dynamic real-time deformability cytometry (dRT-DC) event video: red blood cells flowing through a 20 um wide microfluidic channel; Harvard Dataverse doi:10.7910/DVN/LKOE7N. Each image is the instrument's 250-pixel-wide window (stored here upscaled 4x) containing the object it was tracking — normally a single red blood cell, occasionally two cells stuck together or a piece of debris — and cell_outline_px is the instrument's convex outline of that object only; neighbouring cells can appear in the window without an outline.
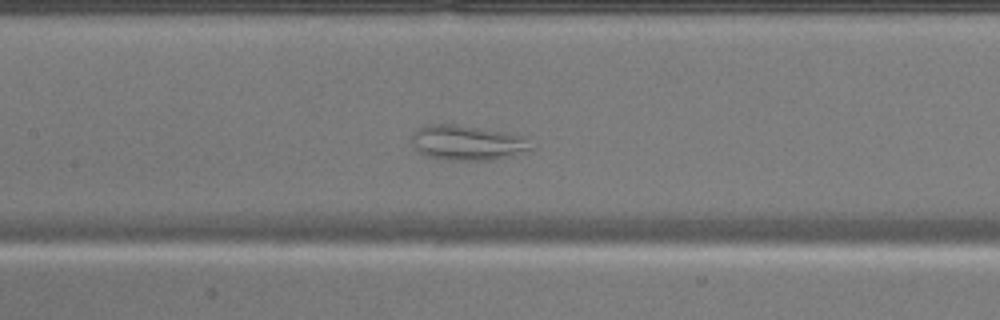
{"species": "common noctule bat (a hibernating species)", "species_latin": "Nyctalus noctula", "temperature_condition": "warm", "stored_images_in_passage": 41, "camera_frame_rate_fps": 3000, "um_per_image_px": 0.085, "animal": {"sex": "male", "body_mass_g": 17.9}, "frame": {"image": 1, "passage_image": 15, "time_ms": 4.667, "image_size_px": [1000, 320], "cell_outline_px": [[536, 148], [512, 156], [492, 160], [444, 160], [428, 156], [420, 152], [412, 144], [412, 136], [424, 124], [452, 124], [504, 132], [524, 136]], "centroid_in_image_um": [39.77, 12.15], "position_along_channel_um": 167.6, "area_um2": 24.28}}
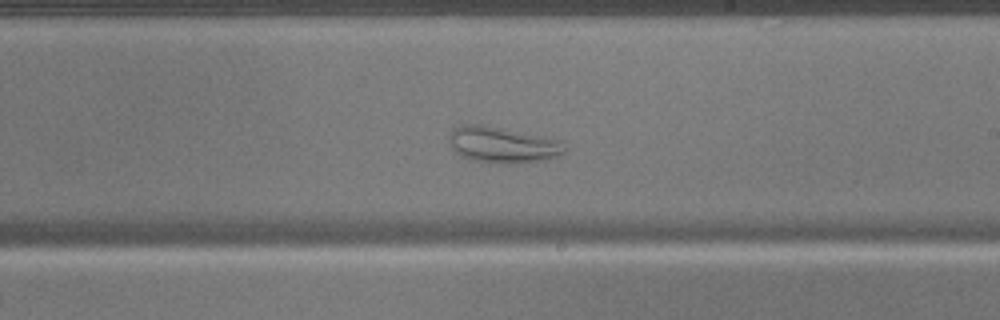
{"frame": {"image": 2, "passage_image": 21, "time_ms": 6.667, "image_size_px": [1000, 320], "cell_outline_px": [[568, 148], [564, 152], [548, 160], [512, 164], [504, 164], [472, 160], [460, 156], [452, 148], [448, 140], [448, 136], [452, 128], [460, 124], [480, 124], [560, 140]], "centroid_in_image_um": [42.69, 12.32], "position_along_channel_um": 246.3, "area_um2": 24.45}}
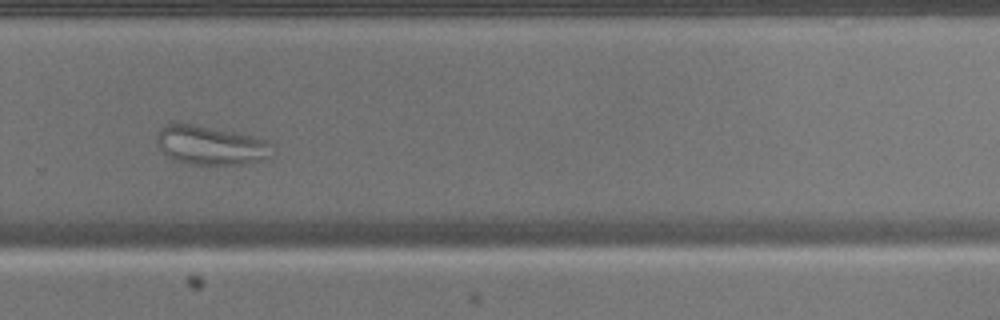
{"frame": {"image": 3, "passage_image": 26, "time_ms": 8.333, "image_size_px": [1000, 320], "cell_outline_px": [[276, 152], [268, 160], [244, 164], [188, 164], [176, 160], [168, 156], [156, 144], [156, 132], [164, 124], [172, 120], [252, 136], [264, 140], [272, 144]], "centroid_in_image_um": [17.9, 12.34], "position_along_channel_um": 311.9, "area_um2": 26.76}}